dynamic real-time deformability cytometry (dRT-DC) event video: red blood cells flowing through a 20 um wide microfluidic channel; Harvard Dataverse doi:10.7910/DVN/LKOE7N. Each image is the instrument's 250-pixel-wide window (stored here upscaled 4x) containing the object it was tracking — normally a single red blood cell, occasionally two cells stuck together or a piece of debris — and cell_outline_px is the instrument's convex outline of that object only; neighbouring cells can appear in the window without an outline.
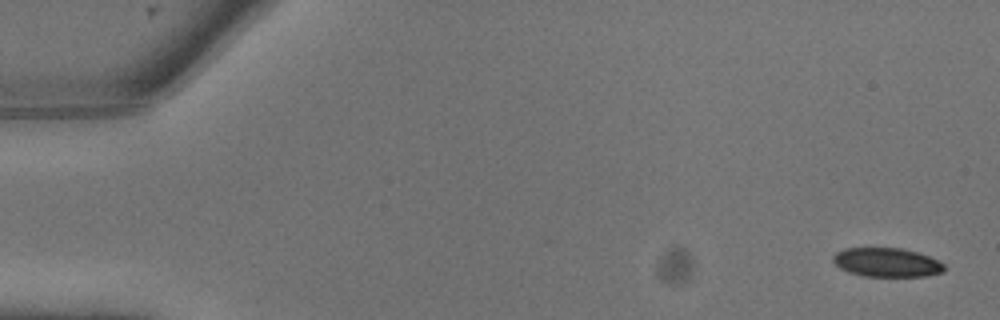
{"species": "common noctule bat (a hibernating species)", "species_latin": "Nyctalus noctula", "temperature_condition": "warm", "stored_images_in_passage": 9, "camera_frame_rate_fps": 3000, "um_per_image_px": 0.085, "animal": {"sex": "male", "body_mass_g": 13.3}, "frame": {"image": 1, "passage_image": 1, "time_ms": 0.0, "image_size_px": [1000, 320], "cell_outline_px": [[944, 272], [924, 276], [864, 276], [848, 272], [840, 268], [832, 260], [832, 256], [836, 252], [844, 248], [900, 248], [916, 252], [928, 256], [944, 264]], "centroid_in_image_um": [75.34, 22.3], "position_along_channel_um": 9.7, "area_um2": 18.67}}
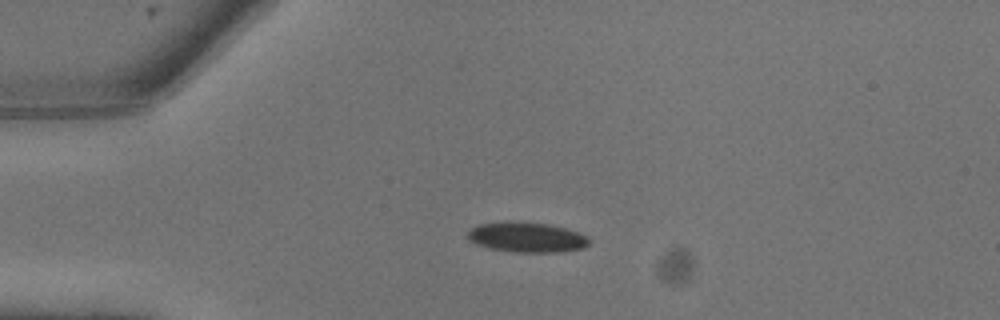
{"frame": {"image": 2, "passage_image": 6, "time_ms": 1.667, "image_size_px": [1000, 320], "cell_outline_px": [[588, 244], [580, 248], [556, 252], [516, 252], [492, 248], [476, 244], [468, 236], [468, 232], [472, 228], [480, 224], [512, 220], [548, 224], [564, 228], [588, 236]], "centroid_in_image_um": [44.76, 20.15], "position_along_channel_um": 40.2, "area_um2": 20.92}}